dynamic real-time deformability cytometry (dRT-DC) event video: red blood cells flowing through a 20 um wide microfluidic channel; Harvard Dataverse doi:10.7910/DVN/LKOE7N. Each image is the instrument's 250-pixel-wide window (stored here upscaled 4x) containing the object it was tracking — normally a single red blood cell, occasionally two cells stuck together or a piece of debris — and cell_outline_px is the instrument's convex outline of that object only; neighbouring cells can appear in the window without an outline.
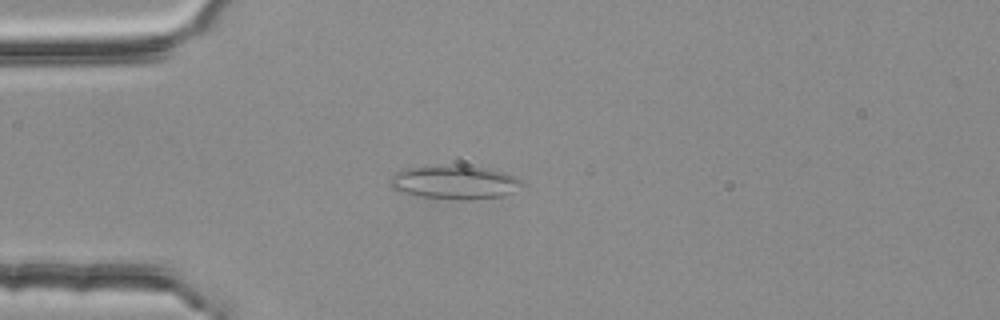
{"species": "common noctule bat (a hibernating species)", "species_latin": "Nyctalus noctula", "temperature_condition": "room temperature", "stored_images_in_passage": 3, "camera_frame_rate_fps": 3000, "um_per_image_px": 0.085, "animal": {"sex": "female", "body_mass_g": 25.1}, "frame": {"image": 1, "passage_image": 3, "time_ms": 0.667, "image_size_px": [1000, 320], "cell_outline_px": [[528, 184], [512, 192], [500, 196], [424, 196], [404, 192], [392, 188], [388, 184], [388, 180], [392, 176], [408, 168], [484, 168], [504, 172], [516, 176], [524, 180]], "centroid_in_image_um": [38.73, 15.48], "position_along_channel_um": 46.3, "area_um2": 23.58}}